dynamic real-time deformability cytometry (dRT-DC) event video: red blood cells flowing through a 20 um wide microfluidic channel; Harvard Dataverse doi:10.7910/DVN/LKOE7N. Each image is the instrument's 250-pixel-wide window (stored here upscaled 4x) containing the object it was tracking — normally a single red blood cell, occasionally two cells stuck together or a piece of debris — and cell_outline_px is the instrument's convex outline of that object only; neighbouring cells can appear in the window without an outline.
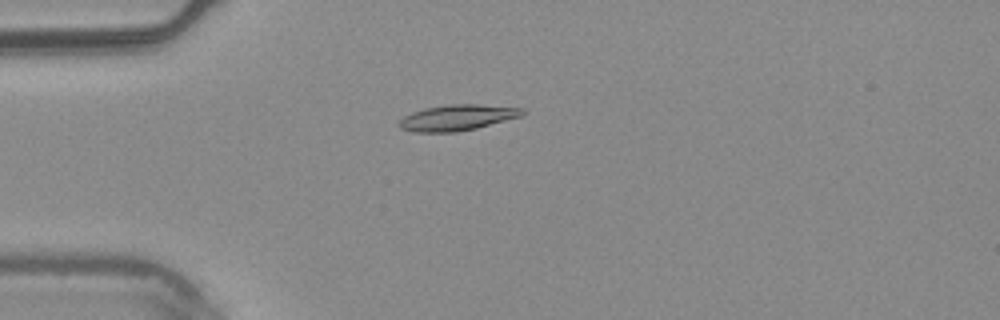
{"species": "common noctule bat (a hibernating species)", "species_latin": "Nyctalus noctula", "temperature_condition": "warm", "stored_images_in_passage": 7, "camera_frame_rate_fps": 3000, "um_per_image_px": 0.085, "animal": {"sex": "male", "body_mass_g": 20.4}, "frame": {"image": 1, "passage_image": 4, "time_ms": 1.0, "image_size_px": [1000, 320], "cell_outline_px": [[524, 116], [476, 128], [456, 132], [412, 132], [400, 128], [396, 124], [404, 116], [412, 112], [424, 108], [448, 104], [480, 104], [524, 108]], "centroid_in_image_um": [38.87, 9.99], "position_along_channel_um": 46.1, "area_um2": 18.79}}
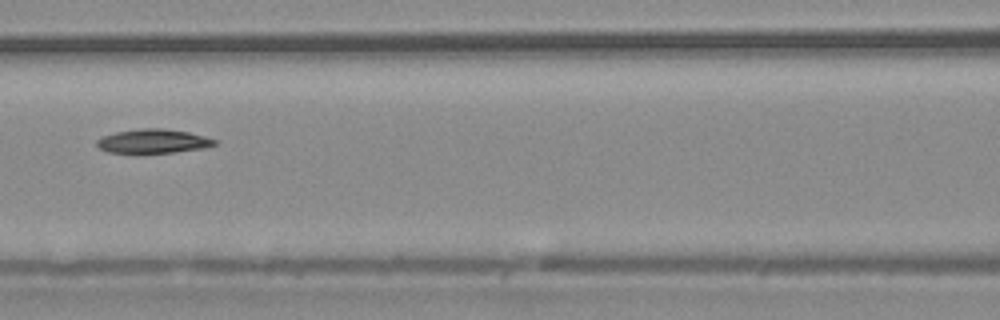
{"frame": {"image": 2, "passage_image": 7, "time_ms": 2.0, "image_size_px": [1000, 320], "cell_outline_px": [[216, 144], [204, 148], [172, 152], [136, 156], [108, 152], [100, 148], [96, 144], [96, 140], [100, 136], [116, 132], [140, 128], [164, 128], [188, 132], [204, 136], [216, 140]], "centroid_in_image_um": [12.93, 12.04], "position_along_channel_um": 153.7, "area_um2": 17.22}}